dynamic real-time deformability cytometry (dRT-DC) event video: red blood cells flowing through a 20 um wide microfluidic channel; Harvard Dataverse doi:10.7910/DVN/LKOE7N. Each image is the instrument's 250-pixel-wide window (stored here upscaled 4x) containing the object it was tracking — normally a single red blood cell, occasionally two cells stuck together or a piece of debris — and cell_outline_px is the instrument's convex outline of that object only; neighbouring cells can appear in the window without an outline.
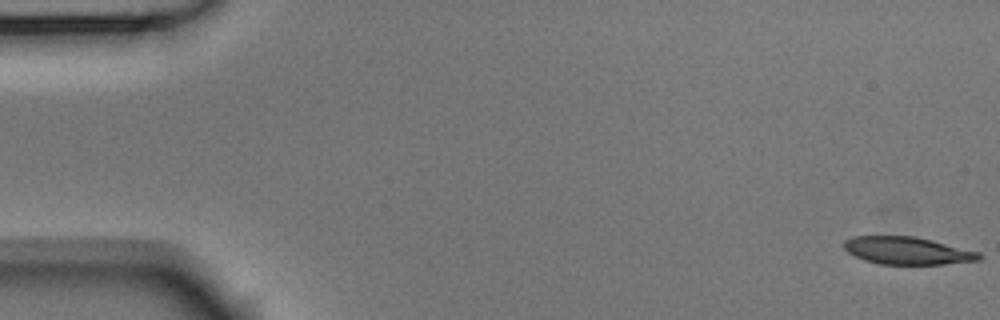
{"species": "Egyptian fruit bat (a non-hibernating species)", "species_latin": "Rousettus aegyptiacus", "temperature_condition": "room temperature", "stored_images_in_passage": 54, "camera_frame_rate_fps": 3000, "um_per_image_px": 0.085, "animal": {"sex": "male"}, "frame": {"image": 1, "passage_image": 1, "time_ms": 0.0, "image_size_px": [1000, 320], "cell_outline_px": [[984, 256], [980, 260], [944, 264], [876, 264], [864, 260], [848, 252], [844, 248], [844, 240], [852, 236], [912, 236], [932, 240], [980, 252]], "centroid_in_image_um": [77.13, 21.31], "position_along_channel_um": 7.9, "area_um2": 21.73}}
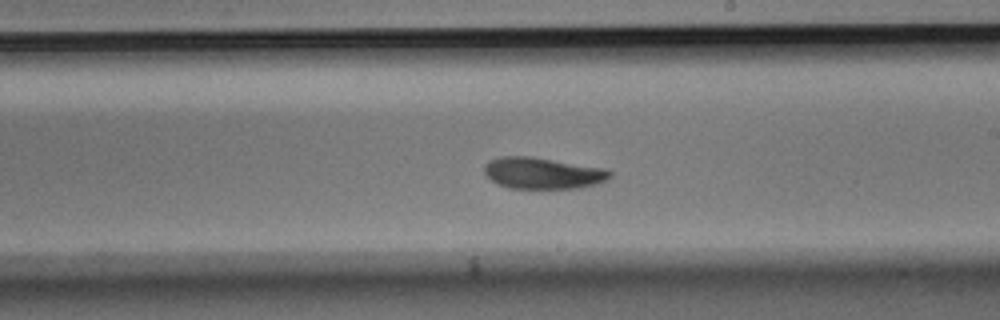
{"frame": {"image": 2, "passage_image": 31, "time_ms": 10.0, "image_size_px": [1000, 320], "cell_outline_px": [[612, 176], [596, 184], [580, 188], [508, 188], [496, 184], [484, 172], [484, 164], [500, 156], [532, 156], [608, 168], [612, 172]], "centroid_in_image_um": [46.16, 14.71], "position_along_channel_um": 242.8, "area_um2": 23.24}}
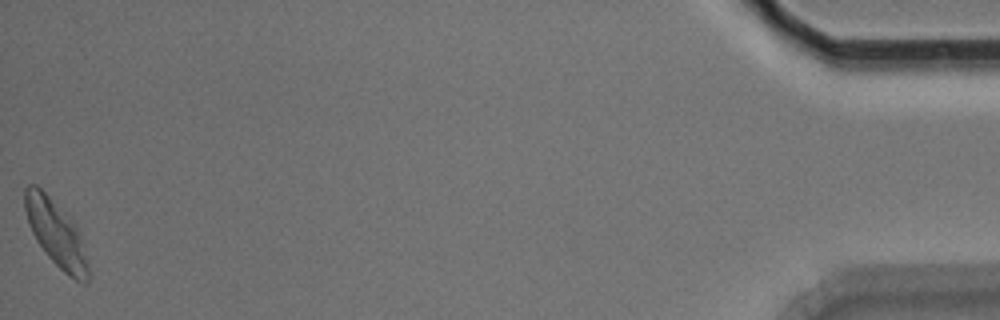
{"frame": {"image": 3, "passage_image": 54, "time_ms": 17.667, "image_size_px": [1000, 320], "cell_outline_px": [[88, 284], [84, 284], [68, 276], [48, 256], [36, 240], [28, 224], [24, 208], [24, 188], [28, 184], [36, 184], [72, 216], [80, 232], [88, 264]], "centroid_in_image_um": [4.77, 19.79], "position_along_channel_um": 430.4, "area_um2": 24.85}, "authors_computed_cell_mechanics": {"area_um2": 23.2067, "velocity_mm_per_s": 3.7274, "shape_relaxation_time_tau1_ms": 2.5006, "shape_relaxation_time_tau2_ms": 2.4193, "deformation_change_tau1": 0.1434, "deformation_change_tau2": 0.0809}}